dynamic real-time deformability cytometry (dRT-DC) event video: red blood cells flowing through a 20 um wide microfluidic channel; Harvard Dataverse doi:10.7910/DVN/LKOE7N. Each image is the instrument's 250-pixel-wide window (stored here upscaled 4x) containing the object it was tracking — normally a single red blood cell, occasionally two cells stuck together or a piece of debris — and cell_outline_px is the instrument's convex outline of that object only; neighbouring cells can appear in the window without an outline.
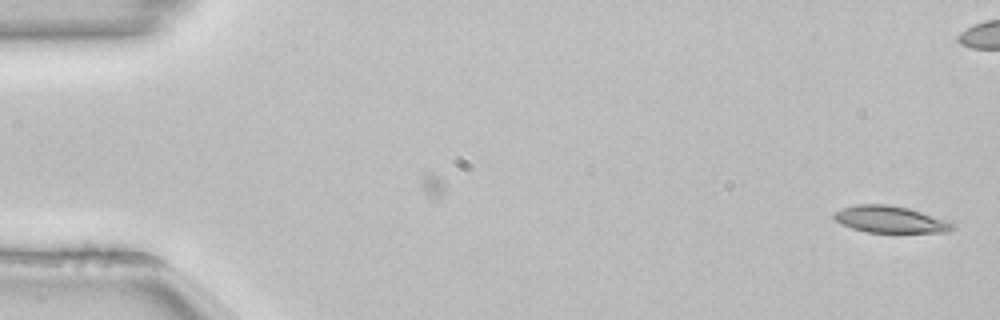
{"species": "common noctule bat (a hibernating species)", "species_latin": "Nyctalus noctula", "temperature_condition": "room temperature", "stored_images_in_passage": 39, "camera_frame_rate_fps": 3000, "um_per_image_px": 0.085, "animal": {"sex": "female", "body_mass_g": 22.7, "forearm_length_mm": 54.2}, "frame": {"image": 1, "passage_image": 1, "time_ms": 0.0, "image_size_px": [1000, 320], "cell_outline_px": [[956, 228], [948, 232], [868, 232], [852, 228], [836, 220], [832, 216], [836, 212], [844, 208], [856, 204], [888, 204], [908, 208], [956, 224]], "centroid_in_image_um": [75.69, 18.65], "position_along_channel_um": 9.3, "area_um2": 18.15}}